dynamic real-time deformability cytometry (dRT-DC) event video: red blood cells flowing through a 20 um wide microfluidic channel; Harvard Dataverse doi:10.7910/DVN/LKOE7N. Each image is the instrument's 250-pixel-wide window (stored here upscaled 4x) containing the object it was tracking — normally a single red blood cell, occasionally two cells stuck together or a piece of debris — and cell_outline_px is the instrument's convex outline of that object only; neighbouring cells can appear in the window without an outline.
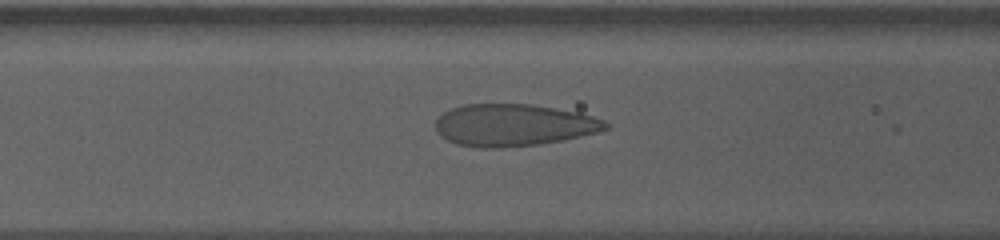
{"species": "human", "species_latin": "Homo sapiens", "temperature_condition": "cold", "stored_images_in_passage": 43, "camera_frame_rate_fps": 3000, "um_per_image_px": 0.085, "donor": {"sex": "male"}, "frame": {"image": 1, "passage_image": 15, "time_ms": 4.667, "image_size_px": [1000, 240], "cell_outline_px": [[608, 128], [596, 132], [564, 140], [540, 144], [504, 148], [476, 148], [456, 144], [440, 136], [436, 132], [436, 120], [444, 112], [452, 108], [464, 104], [532, 104], [576, 112], [592, 116], [604, 120], [608, 124]], "centroid_in_image_um": [43.62, 10.64], "position_along_channel_um": 123.0, "area_um2": 41.79}}
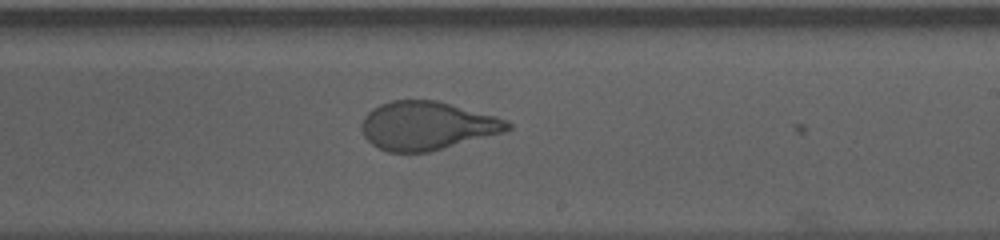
{"frame": {"image": 2, "passage_image": 26, "time_ms": 8.333, "image_size_px": [1000, 240], "cell_outline_px": [[512, 128], [504, 132], [428, 152], [388, 152], [372, 144], [364, 136], [360, 128], [364, 116], [372, 108], [380, 104], [392, 100], [436, 100], [496, 116], [508, 120], [512, 124]], "centroid_in_image_um": [36.29, 10.68], "position_along_channel_um": 252.7, "area_um2": 41.1}}
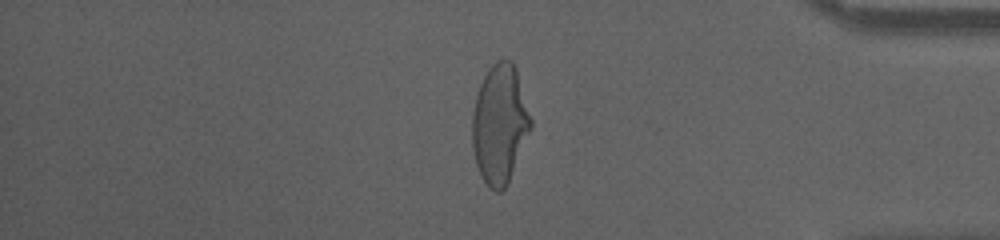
{"frame": {"image": 3, "passage_image": 40, "time_ms": 13.0, "image_size_px": [1000, 240], "cell_outline_px": [[532, 128], [508, 184], [500, 192], [496, 192], [488, 188], [480, 176], [476, 164], [472, 148], [472, 112], [476, 96], [480, 84], [488, 68], [496, 60], [512, 60], [516, 68], [532, 120]], "centroid_in_image_um": [42.47, 10.58], "position_along_channel_um": 392.7, "area_um2": 41.04}, "authors_computed_cell_mechanics": {"area_um2": 41.2692, "velocity_mm_per_s": 3.5527, "shape_relaxation_time_tau1_ms": 6.8751, "shape_relaxation_time_tau2_ms": null, "deformation_change_tau1": 0.2185, "deformation_change_tau2": null}}